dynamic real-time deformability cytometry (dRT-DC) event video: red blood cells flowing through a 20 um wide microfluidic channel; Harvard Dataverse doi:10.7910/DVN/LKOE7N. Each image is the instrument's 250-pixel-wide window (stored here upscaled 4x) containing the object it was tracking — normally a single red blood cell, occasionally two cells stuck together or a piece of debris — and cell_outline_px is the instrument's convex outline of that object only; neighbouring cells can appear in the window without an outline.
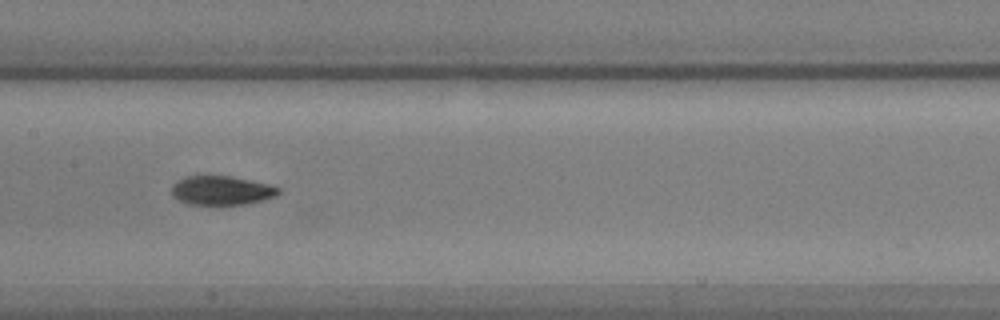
{"species": "common noctule bat (a hibernating species)", "species_latin": "Nyctalus noctula", "temperature_condition": "warm", "stored_images_in_passage": 19, "camera_frame_rate_fps": 3000, "um_per_image_px": 0.085, "animal": {"sex": "male", "body_mass_g": 17.9, "forearm_length_mm": 54.2}, "frame": {"image": 1, "passage_image": 14, "time_ms": 4.333, "image_size_px": [1000, 320], "cell_outline_px": [[280, 192], [276, 196], [264, 200], [244, 204], [220, 208], [216, 208], [188, 204], [172, 196], [172, 184], [176, 180], [184, 176], [228, 176], [252, 180], [268, 184], [280, 188]], "centroid_in_image_um": [18.8, 16.24], "position_along_channel_um": 188.6, "area_um2": 18.96}}